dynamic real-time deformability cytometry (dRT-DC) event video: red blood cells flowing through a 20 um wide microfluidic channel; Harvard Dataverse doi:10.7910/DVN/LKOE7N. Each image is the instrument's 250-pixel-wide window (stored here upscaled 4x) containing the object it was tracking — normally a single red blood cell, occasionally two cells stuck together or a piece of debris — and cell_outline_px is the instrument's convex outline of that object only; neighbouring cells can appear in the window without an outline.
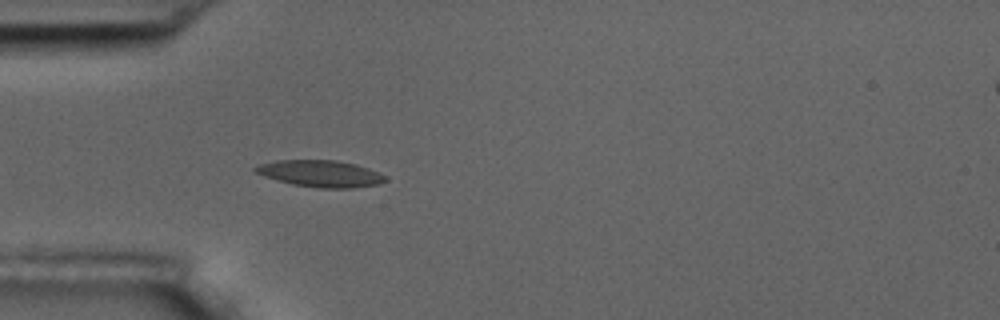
{"species": "common noctule bat (a hibernating species)", "species_latin": "Nyctalus noctula", "temperature_condition": "room temperature", "stored_images_in_passage": 40, "camera_frame_rate_fps": 3000, "um_per_image_px": 0.085, "animal": {"sex": "male", "body_mass_g": 17.5, "forearm_length_mm": 52.3}, "frame": {"image": 1, "passage_image": 1, "time_ms": 0.0, "image_size_px": [1000, 320], "cell_outline_px": [[388, 180], [380, 184], [352, 188], [316, 188], [292, 184], [276, 180], [264, 176], [256, 172], [252, 168], [260, 164], [276, 160], [336, 160], [356, 164], [368, 168], [384, 176]], "centroid_in_image_um": [27.23, 14.76], "position_along_channel_um": 57.8, "area_um2": 20.23}}
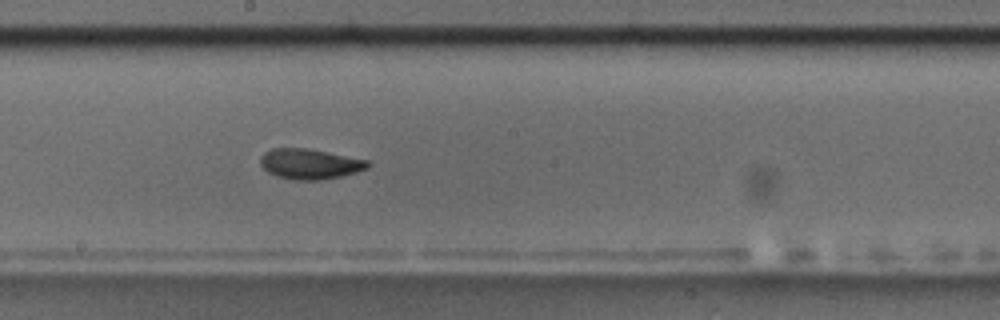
{"frame": {"image": 2, "passage_image": 15, "time_ms": 4.667, "image_size_px": [1000, 320], "cell_outline_px": [[372, 164], [368, 168], [356, 172], [340, 176], [320, 180], [296, 180], [276, 176], [268, 172], [260, 164], [260, 156], [264, 152], [272, 148], [304, 148], [368, 160]], "centroid_in_image_um": [26.32, 13.94], "position_along_channel_um": 221.9, "area_um2": 18.84}}
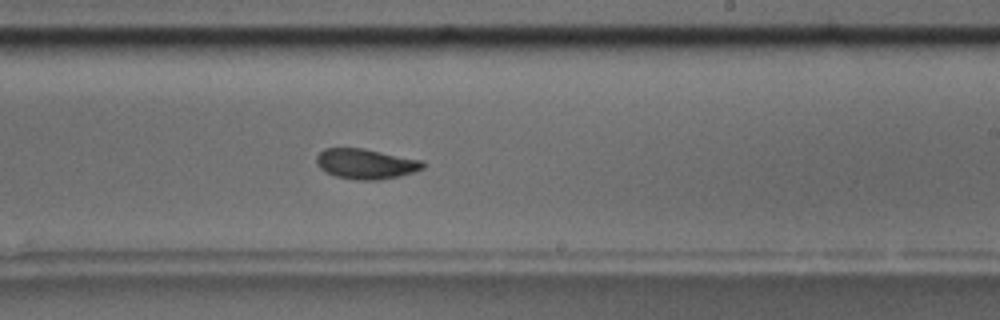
{"frame": {"image": 3, "passage_image": 18, "time_ms": 5.667, "image_size_px": [1000, 320], "cell_outline_px": [[424, 168], [400, 176], [380, 180], [356, 180], [336, 176], [320, 168], [316, 164], [316, 156], [324, 148], [364, 148], [424, 160]], "centroid_in_image_um": [31.11, 13.92], "position_along_channel_um": 257.9, "area_um2": 18.84}, "authors_computed_cell_mechanics": {"area_um2": 19.1318, "velocity_mm_per_s": 3.6122, "shape_relaxation_time_tau1_ms": 2.66, "shape_relaxation_time_tau2_ms": 1.66, "deformation_change_tau1": 0.1191, "deformation_change_tau2": 0.0718}}